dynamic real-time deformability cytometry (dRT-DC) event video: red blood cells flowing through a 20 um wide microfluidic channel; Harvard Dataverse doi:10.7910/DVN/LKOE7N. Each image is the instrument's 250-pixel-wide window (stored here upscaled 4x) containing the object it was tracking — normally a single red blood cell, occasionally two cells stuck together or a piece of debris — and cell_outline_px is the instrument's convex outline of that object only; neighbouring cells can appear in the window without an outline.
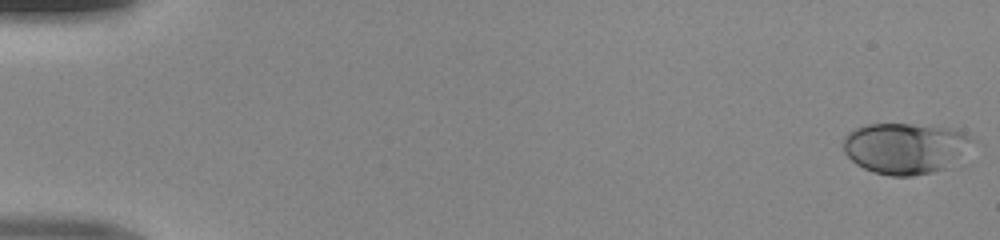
{"species": "human", "species_latin": "Homo sapiens", "temperature_condition": "room temperature", "stored_images_in_passage": 49, "camera_frame_rate_fps": 3000, "um_per_image_px": 0.085, "donor": {"sex": "male"}, "frame": {"image": 1, "passage_image": 1, "time_ms": 0.0, "image_size_px": [1000, 240], "cell_outline_px": [[976, 140], [944, 168], [932, 172], [912, 176], [892, 176], [872, 172], [856, 164], [844, 152], [844, 136], [848, 132], [856, 128], [868, 124], [912, 124], [948, 128], [972, 136]], "centroid_in_image_um": [76.88, 12.59], "position_along_channel_um": 8.1, "area_um2": 37.8}}
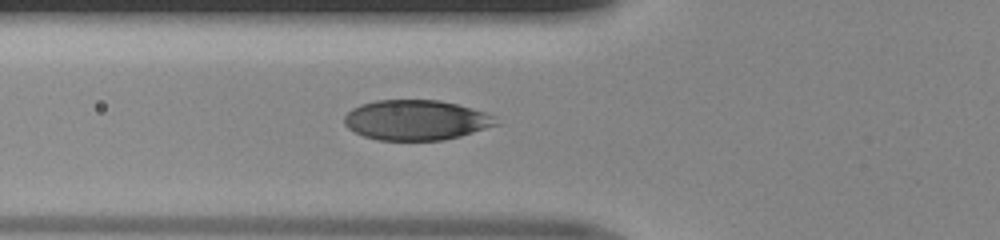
{"frame": {"image": 2, "passage_image": 19, "time_ms": 6.0, "image_size_px": [1000, 240], "cell_outline_px": [[500, 124], [460, 136], [444, 140], [376, 140], [364, 136], [348, 128], [344, 124], [344, 116], [352, 108], [360, 104], [376, 100], [440, 100], [456, 104], [484, 112], [492, 116]], "centroid_in_image_um": [35.33, 10.21], "position_along_channel_um": 90.5, "area_um2": 35.37}}
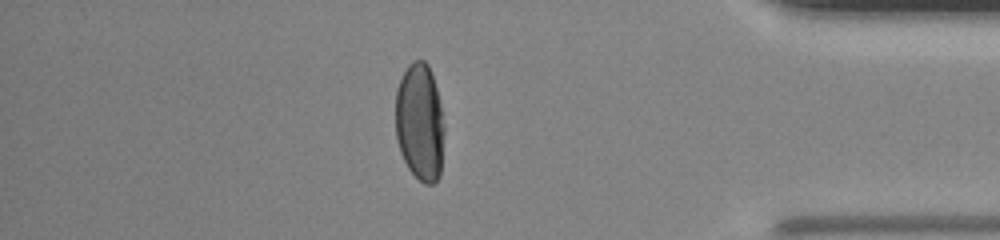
{"frame": {"image": 3, "passage_image": 43, "time_ms": 14.0, "image_size_px": [1000, 240], "cell_outline_px": [[444, 132], [440, 176], [432, 184], [424, 184], [408, 168], [400, 152], [396, 140], [396, 88], [408, 64], [412, 60], [424, 60], [428, 64], [436, 88], [440, 104], [444, 124]], "centroid_in_image_um": [35.68, 10.39], "position_along_channel_um": 399.5, "area_um2": 33.47}}